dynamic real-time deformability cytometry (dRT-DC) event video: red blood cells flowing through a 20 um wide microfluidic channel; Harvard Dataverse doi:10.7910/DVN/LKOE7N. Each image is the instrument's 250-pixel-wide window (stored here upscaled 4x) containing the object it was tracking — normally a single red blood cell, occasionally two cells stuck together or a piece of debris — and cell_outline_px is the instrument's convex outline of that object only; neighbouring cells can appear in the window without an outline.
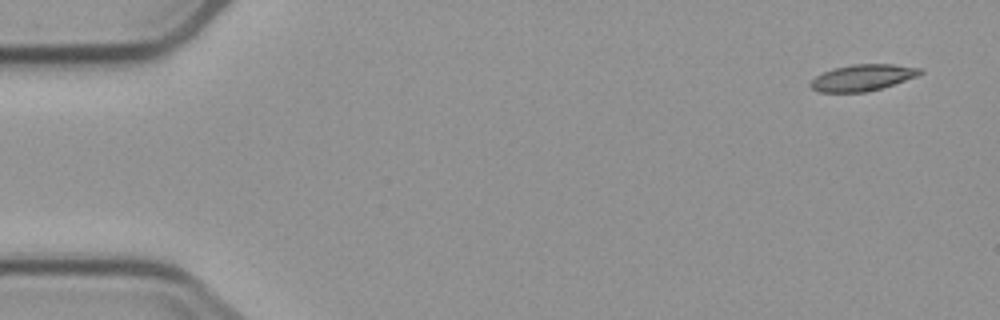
{"species": "common noctule bat (a hibernating species)", "species_latin": "Nyctalus noctula", "temperature_condition": "cold", "stored_images_in_passage": 6, "camera_frame_rate_fps": 3000, "um_per_image_px": 0.085, "animal": {"sex": "male", "body_mass_g": 23.1, "forearm_length_mm": 52.7}, "frame": {"image": 1, "passage_image": 1, "time_ms": 0.0, "image_size_px": [1000, 320], "cell_outline_px": [[924, 72], [916, 76], [880, 88], [864, 92], [820, 92], [812, 88], [808, 84], [816, 76], [832, 68], [852, 64], [892, 64], [920, 68]], "centroid_in_image_um": [73.28, 6.59], "position_along_channel_um": 11.7, "area_um2": 16.59}}
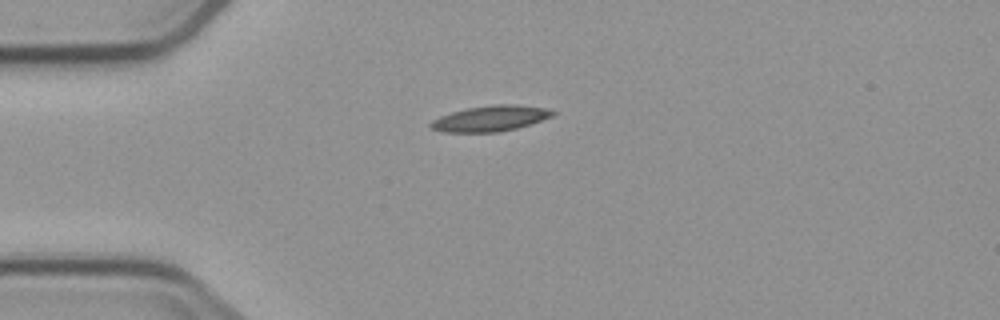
{"frame": {"image": 2, "passage_image": 4, "time_ms": 3.667, "image_size_px": [1000, 320], "cell_outline_px": [[556, 112], [552, 116], [516, 128], [500, 132], [444, 132], [432, 128], [428, 124], [432, 120], [440, 116], [452, 112], [468, 108], [492, 104], [516, 104], [548, 108]], "centroid_in_image_um": [41.68, 10.06], "position_along_channel_um": 43.3, "area_um2": 18.15}}
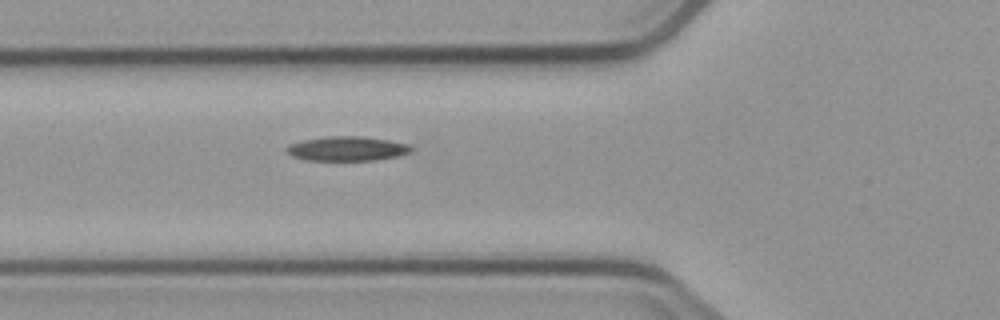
{"frame": {"image": 3, "passage_image": 6, "time_ms": 5.667, "image_size_px": [1000, 320], "cell_outline_px": [[416, 148], [412, 152], [396, 156], [372, 160], [304, 160], [292, 156], [284, 148], [288, 144], [300, 140], [324, 136], [364, 136], [388, 140], [408, 144]], "centroid_in_image_um": [29.48, 12.62], "position_along_channel_um": 96.3, "area_um2": 17.98}}